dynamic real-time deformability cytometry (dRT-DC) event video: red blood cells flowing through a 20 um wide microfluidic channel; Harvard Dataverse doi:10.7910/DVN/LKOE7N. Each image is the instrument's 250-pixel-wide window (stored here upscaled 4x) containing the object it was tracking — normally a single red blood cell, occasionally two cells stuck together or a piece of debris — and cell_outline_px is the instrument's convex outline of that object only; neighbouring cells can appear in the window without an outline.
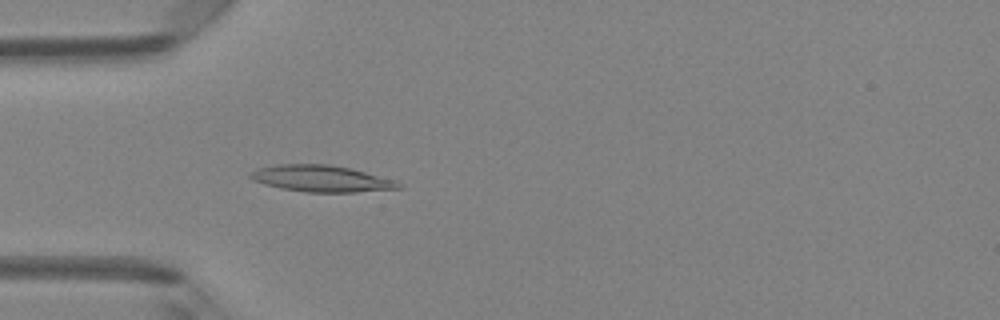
{"species": "Egyptian fruit bat (a non-hibernating species)", "species_latin": "Rousettus aegyptiacus", "temperature_condition": "room temperature", "stored_images_in_passage": 39, "camera_frame_rate_fps": 3000, "um_per_image_px": 0.085, "animal": {"sex": "female"}, "frame": {"image": 1, "passage_image": 5, "time_ms": 1.333, "image_size_px": [1000, 320], "cell_outline_px": [[404, 188], [356, 192], [304, 192], [280, 188], [264, 184], [252, 180], [248, 176], [256, 168], [276, 164], [328, 164], [348, 168], [396, 180], [404, 184]], "centroid_in_image_um": [27.32, 15.18], "position_along_channel_um": 57.7, "area_um2": 23.0}}
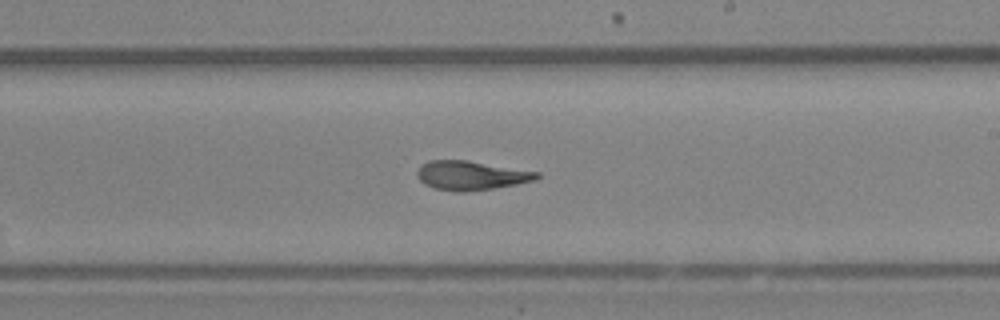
{"frame": {"image": 2, "passage_image": 19, "time_ms": 6.0, "image_size_px": [1000, 320], "cell_outline_px": [[540, 176], [532, 180], [516, 184], [492, 188], [464, 192], [456, 192], [436, 188], [424, 184], [416, 176], [416, 172], [420, 164], [428, 160], [468, 160], [540, 172]], "centroid_in_image_um": [39.99, 14.9], "position_along_channel_um": 249.0, "area_um2": 20.29}}
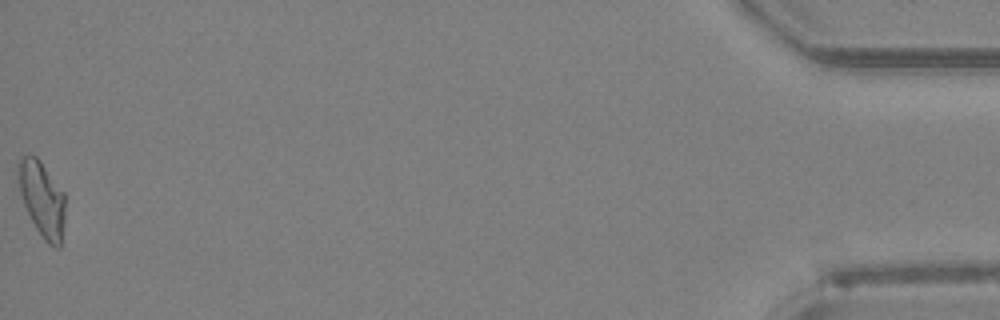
{"frame": {"image": 3, "passage_image": 39, "time_ms": 12.667, "image_size_px": [1000, 320], "cell_outline_px": [[64, 224], [60, 248], [56, 248], [48, 244], [44, 240], [36, 228], [24, 204], [20, 192], [16, 164], [16, 160], [20, 156], [36, 156], [40, 160], [64, 192]], "centroid_in_image_um": [3.56, 16.89], "position_along_channel_um": 431.6, "area_um2": 20.63}, "authors_computed_cell_mechanics": {"area_um2": 20.2878, "velocity_mm_per_s": 4.1957, "shape_relaxation_time_tau1_ms": null, "shape_relaxation_time_tau2_ms": 3.4777, "deformation_change_tau1": null, "deformation_change_tau2": 0.1075}}